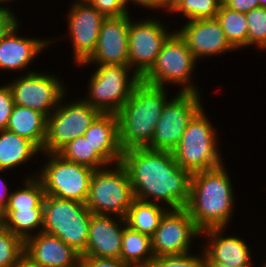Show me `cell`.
Wrapping results in <instances>:
<instances>
[{
	"label": "cell",
	"instance_id": "16",
	"mask_svg": "<svg viewBox=\"0 0 266 267\" xmlns=\"http://www.w3.org/2000/svg\"><path fill=\"white\" fill-rule=\"evenodd\" d=\"M131 15L125 14L119 17H106L101 25L98 42L92 55L80 68L90 65H128V29Z\"/></svg>",
	"mask_w": 266,
	"mask_h": 267
},
{
	"label": "cell",
	"instance_id": "23",
	"mask_svg": "<svg viewBox=\"0 0 266 267\" xmlns=\"http://www.w3.org/2000/svg\"><path fill=\"white\" fill-rule=\"evenodd\" d=\"M41 151L28 139L3 129L0 130V170L12 172L18 167L32 163ZM23 165V166H22ZM10 171V172H9Z\"/></svg>",
	"mask_w": 266,
	"mask_h": 267
},
{
	"label": "cell",
	"instance_id": "24",
	"mask_svg": "<svg viewBox=\"0 0 266 267\" xmlns=\"http://www.w3.org/2000/svg\"><path fill=\"white\" fill-rule=\"evenodd\" d=\"M6 129L28 139L42 151L47 134V116L40 111L14 105Z\"/></svg>",
	"mask_w": 266,
	"mask_h": 267
},
{
	"label": "cell",
	"instance_id": "7",
	"mask_svg": "<svg viewBox=\"0 0 266 267\" xmlns=\"http://www.w3.org/2000/svg\"><path fill=\"white\" fill-rule=\"evenodd\" d=\"M92 214L85 203L45 195L42 231L55 235L82 255Z\"/></svg>",
	"mask_w": 266,
	"mask_h": 267
},
{
	"label": "cell",
	"instance_id": "19",
	"mask_svg": "<svg viewBox=\"0 0 266 267\" xmlns=\"http://www.w3.org/2000/svg\"><path fill=\"white\" fill-rule=\"evenodd\" d=\"M228 228H208L201 231V246L204 253L213 261L230 267H255L254 256L247 240ZM228 234V235H227ZM206 239V240H205ZM205 241V242H204ZM204 242V243H203ZM253 258V259H252ZM255 264V265H254Z\"/></svg>",
	"mask_w": 266,
	"mask_h": 267
},
{
	"label": "cell",
	"instance_id": "49",
	"mask_svg": "<svg viewBox=\"0 0 266 267\" xmlns=\"http://www.w3.org/2000/svg\"><path fill=\"white\" fill-rule=\"evenodd\" d=\"M89 0H73V3H76V2H88Z\"/></svg>",
	"mask_w": 266,
	"mask_h": 267
},
{
	"label": "cell",
	"instance_id": "3",
	"mask_svg": "<svg viewBox=\"0 0 266 267\" xmlns=\"http://www.w3.org/2000/svg\"><path fill=\"white\" fill-rule=\"evenodd\" d=\"M168 92V88L142 81L135 86L128 101L116 113L122 151L146 148L150 144L164 106L172 97Z\"/></svg>",
	"mask_w": 266,
	"mask_h": 267
},
{
	"label": "cell",
	"instance_id": "11",
	"mask_svg": "<svg viewBox=\"0 0 266 267\" xmlns=\"http://www.w3.org/2000/svg\"><path fill=\"white\" fill-rule=\"evenodd\" d=\"M35 71L12 77L7 83L10 87L14 105L40 111L47 117L69 92L65 80L58 73ZM13 79V80H12ZM12 80V81H11Z\"/></svg>",
	"mask_w": 266,
	"mask_h": 267
},
{
	"label": "cell",
	"instance_id": "15",
	"mask_svg": "<svg viewBox=\"0 0 266 267\" xmlns=\"http://www.w3.org/2000/svg\"><path fill=\"white\" fill-rule=\"evenodd\" d=\"M201 241V230L196 226L185 209L168 210L161 218L159 226L151 236V248L154 257L183 255L194 251Z\"/></svg>",
	"mask_w": 266,
	"mask_h": 267
},
{
	"label": "cell",
	"instance_id": "31",
	"mask_svg": "<svg viewBox=\"0 0 266 267\" xmlns=\"http://www.w3.org/2000/svg\"><path fill=\"white\" fill-rule=\"evenodd\" d=\"M221 4L222 0H179L168 14H176L175 19L181 17L184 21L211 19L216 17Z\"/></svg>",
	"mask_w": 266,
	"mask_h": 267
},
{
	"label": "cell",
	"instance_id": "46",
	"mask_svg": "<svg viewBox=\"0 0 266 267\" xmlns=\"http://www.w3.org/2000/svg\"><path fill=\"white\" fill-rule=\"evenodd\" d=\"M257 1H258V4H259V7L266 8V0H257Z\"/></svg>",
	"mask_w": 266,
	"mask_h": 267
},
{
	"label": "cell",
	"instance_id": "27",
	"mask_svg": "<svg viewBox=\"0 0 266 267\" xmlns=\"http://www.w3.org/2000/svg\"><path fill=\"white\" fill-rule=\"evenodd\" d=\"M119 259L131 266L152 264L151 237L125 226Z\"/></svg>",
	"mask_w": 266,
	"mask_h": 267
},
{
	"label": "cell",
	"instance_id": "8",
	"mask_svg": "<svg viewBox=\"0 0 266 267\" xmlns=\"http://www.w3.org/2000/svg\"><path fill=\"white\" fill-rule=\"evenodd\" d=\"M95 67V68H94ZM82 99L101 113H117L141 78L128 65H93Z\"/></svg>",
	"mask_w": 266,
	"mask_h": 267
},
{
	"label": "cell",
	"instance_id": "9",
	"mask_svg": "<svg viewBox=\"0 0 266 267\" xmlns=\"http://www.w3.org/2000/svg\"><path fill=\"white\" fill-rule=\"evenodd\" d=\"M41 155L45 162L39 165L37 177L43 185L45 195L85 203L95 170L67 161L57 153L41 152Z\"/></svg>",
	"mask_w": 266,
	"mask_h": 267
},
{
	"label": "cell",
	"instance_id": "40",
	"mask_svg": "<svg viewBox=\"0 0 266 267\" xmlns=\"http://www.w3.org/2000/svg\"><path fill=\"white\" fill-rule=\"evenodd\" d=\"M7 171L0 170V174H6ZM0 175V212L4 209V207L9 202V197L12 187L10 188V184H7V179H4V176ZM6 180V181H5Z\"/></svg>",
	"mask_w": 266,
	"mask_h": 267
},
{
	"label": "cell",
	"instance_id": "29",
	"mask_svg": "<svg viewBox=\"0 0 266 267\" xmlns=\"http://www.w3.org/2000/svg\"><path fill=\"white\" fill-rule=\"evenodd\" d=\"M224 31L229 44L236 50H245L247 48L248 24L246 14L232 10L221 4L216 15Z\"/></svg>",
	"mask_w": 266,
	"mask_h": 267
},
{
	"label": "cell",
	"instance_id": "21",
	"mask_svg": "<svg viewBox=\"0 0 266 267\" xmlns=\"http://www.w3.org/2000/svg\"><path fill=\"white\" fill-rule=\"evenodd\" d=\"M24 252L40 267H80L81 264L80 253L43 231L24 241Z\"/></svg>",
	"mask_w": 266,
	"mask_h": 267
},
{
	"label": "cell",
	"instance_id": "36",
	"mask_svg": "<svg viewBox=\"0 0 266 267\" xmlns=\"http://www.w3.org/2000/svg\"><path fill=\"white\" fill-rule=\"evenodd\" d=\"M14 100L8 84L2 81L0 84V130L6 129L10 118Z\"/></svg>",
	"mask_w": 266,
	"mask_h": 267
},
{
	"label": "cell",
	"instance_id": "42",
	"mask_svg": "<svg viewBox=\"0 0 266 267\" xmlns=\"http://www.w3.org/2000/svg\"><path fill=\"white\" fill-rule=\"evenodd\" d=\"M13 267H40L29 255L23 252Z\"/></svg>",
	"mask_w": 266,
	"mask_h": 267
},
{
	"label": "cell",
	"instance_id": "4",
	"mask_svg": "<svg viewBox=\"0 0 266 267\" xmlns=\"http://www.w3.org/2000/svg\"><path fill=\"white\" fill-rule=\"evenodd\" d=\"M204 109L206 107L189 122L179 144L172 151L176 163L191 174L226 163L223 158L226 155L220 148V134Z\"/></svg>",
	"mask_w": 266,
	"mask_h": 267
},
{
	"label": "cell",
	"instance_id": "44",
	"mask_svg": "<svg viewBox=\"0 0 266 267\" xmlns=\"http://www.w3.org/2000/svg\"><path fill=\"white\" fill-rule=\"evenodd\" d=\"M203 267H230L226 266L224 264L218 263V262H213L205 253L203 257ZM260 267V266H258Z\"/></svg>",
	"mask_w": 266,
	"mask_h": 267
},
{
	"label": "cell",
	"instance_id": "28",
	"mask_svg": "<svg viewBox=\"0 0 266 267\" xmlns=\"http://www.w3.org/2000/svg\"><path fill=\"white\" fill-rule=\"evenodd\" d=\"M26 172L21 186L13 188L10 193L9 202L4 208H43L45 191L40 179L37 177L38 168L32 172ZM34 172V173H33Z\"/></svg>",
	"mask_w": 266,
	"mask_h": 267
},
{
	"label": "cell",
	"instance_id": "32",
	"mask_svg": "<svg viewBox=\"0 0 266 267\" xmlns=\"http://www.w3.org/2000/svg\"><path fill=\"white\" fill-rule=\"evenodd\" d=\"M248 24L247 48L266 52V8L258 7L246 13Z\"/></svg>",
	"mask_w": 266,
	"mask_h": 267
},
{
	"label": "cell",
	"instance_id": "14",
	"mask_svg": "<svg viewBox=\"0 0 266 267\" xmlns=\"http://www.w3.org/2000/svg\"><path fill=\"white\" fill-rule=\"evenodd\" d=\"M70 3L67 14L64 15L68 26L67 33L63 34L65 36L56 35L57 38L50 39L53 45L59 40H71L72 62L74 61V66H77L84 63L94 52L102 22L106 17L88 2Z\"/></svg>",
	"mask_w": 266,
	"mask_h": 267
},
{
	"label": "cell",
	"instance_id": "38",
	"mask_svg": "<svg viewBox=\"0 0 266 267\" xmlns=\"http://www.w3.org/2000/svg\"><path fill=\"white\" fill-rule=\"evenodd\" d=\"M16 15L14 9L0 6V40L21 21Z\"/></svg>",
	"mask_w": 266,
	"mask_h": 267
},
{
	"label": "cell",
	"instance_id": "20",
	"mask_svg": "<svg viewBox=\"0 0 266 267\" xmlns=\"http://www.w3.org/2000/svg\"><path fill=\"white\" fill-rule=\"evenodd\" d=\"M125 218L92 214L85 252L81 256L119 259Z\"/></svg>",
	"mask_w": 266,
	"mask_h": 267
},
{
	"label": "cell",
	"instance_id": "35",
	"mask_svg": "<svg viewBox=\"0 0 266 267\" xmlns=\"http://www.w3.org/2000/svg\"><path fill=\"white\" fill-rule=\"evenodd\" d=\"M88 3L105 17H119L131 12L127 9L125 0H89Z\"/></svg>",
	"mask_w": 266,
	"mask_h": 267
},
{
	"label": "cell",
	"instance_id": "6",
	"mask_svg": "<svg viewBox=\"0 0 266 267\" xmlns=\"http://www.w3.org/2000/svg\"><path fill=\"white\" fill-rule=\"evenodd\" d=\"M134 200L129 174L121 162L93 172L85 202L93 214L125 218Z\"/></svg>",
	"mask_w": 266,
	"mask_h": 267
},
{
	"label": "cell",
	"instance_id": "17",
	"mask_svg": "<svg viewBox=\"0 0 266 267\" xmlns=\"http://www.w3.org/2000/svg\"><path fill=\"white\" fill-rule=\"evenodd\" d=\"M22 21L17 23L1 40H0V70L1 72L17 73L20 75L37 71L31 69V66L40 53L48 50L51 45L49 37H31L19 31L23 26ZM21 28V29H20ZM19 33V34H18ZM21 33V34H20ZM35 60V61H34ZM29 67V68H28ZM27 68V69H26ZM24 71V73H22ZM27 71V72H26ZM14 72V73H13Z\"/></svg>",
	"mask_w": 266,
	"mask_h": 267
},
{
	"label": "cell",
	"instance_id": "45",
	"mask_svg": "<svg viewBox=\"0 0 266 267\" xmlns=\"http://www.w3.org/2000/svg\"><path fill=\"white\" fill-rule=\"evenodd\" d=\"M13 1L16 2L17 0H0V6H6L9 8H12L13 4H12V6H10L11 4H9V3H13Z\"/></svg>",
	"mask_w": 266,
	"mask_h": 267
},
{
	"label": "cell",
	"instance_id": "18",
	"mask_svg": "<svg viewBox=\"0 0 266 267\" xmlns=\"http://www.w3.org/2000/svg\"><path fill=\"white\" fill-rule=\"evenodd\" d=\"M176 31L184 39L199 64L203 59L237 52L229 44L216 18L184 21L179 27L177 26Z\"/></svg>",
	"mask_w": 266,
	"mask_h": 267
},
{
	"label": "cell",
	"instance_id": "25",
	"mask_svg": "<svg viewBox=\"0 0 266 267\" xmlns=\"http://www.w3.org/2000/svg\"><path fill=\"white\" fill-rule=\"evenodd\" d=\"M0 224L25 241L42 231L43 208H4Z\"/></svg>",
	"mask_w": 266,
	"mask_h": 267
},
{
	"label": "cell",
	"instance_id": "30",
	"mask_svg": "<svg viewBox=\"0 0 266 267\" xmlns=\"http://www.w3.org/2000/svg\"><path fill=\"white\" fill-rule=\"evenodd\" d=\"M63 159L91 167L94 170L107 167L109 164L94 151L92 145L84 136L75 138L58 152Z\"/></svg>",
	"mask_w": 266,
	"mask_h": 267
},
{
	"label": "cell",
	"instance_id": "22",
	"mask_svg": "<svg viewBox=\"0 0 266 267\" xmlns=\"http://www.w3.org/2000/svg\"><path fill=\"white\" fill-rule=\"evenodd\" d=\"M84 137L109 165L120 163L118 118L115 113H100L91 123Z\"/></svg>",
	"mask_w": 266,
	"mask_h": 267
},
{
	"label": "cell",
	"instance_id": "41",
	"mask_svg": "<svg viewBox=\"0 0 266 267\" xmlns=\"http://www.w3.org/2000/svg\"><path fill=\"white\" fill-rule=\"evenodd\" d=\"M126 2V6H127V9L130 10L129 6H133L135 5V8L136 6L138 7H141V9L143 8V10H145V8L147 9L148 13H149V9H150V12H156V0H125ZM154 10V11H153Z\"/></svg>",
	"mask_w": 266,
	"mask_h": 267
},
{
	"label": "cell",
	"instance_id": "12",
	"mask_svg": "<svg viewBox=\"0 0 266 267\" xmlns=\"http://www.w3.org/2000/svg\"><path fill=\"white\" fill-rule=\"evenodd\" d=\"M152 15H144L138 20L131 16L129 22V66L140 78L151 69L164 42L176 30L170 27L172 20L167 24L165 18L162 20V17L155 16L154 13Z\"/></svg>",
	"mask_w": 266,
	"mask_h": 267
},
{
	"label": "cell",
	"instance_id": "34",
	"mask_svg": "<svg viewBox=\"0 0 266 267\" xmlns=\"http://www.w3.org/2000/svg\"><path fill=\"white\" fill-rule=\"evenodd\" d=\"M198 249L197 247L195 250L197 252L192 251L183 255L154 257L152 264L155 267H203L204 251L202 247H200L199 252Z\"/></svg>",
	"mask_w": 266,
	"mask_h": 267
},
{
	"label": "cell",
	"instance_id": "43",
	"mask_svg": "<svg viewBox=\"0 0 266 267\" xmlns=\"http://www.w3.org/2000/svg\"><path fill=\"white\" fill-rule=\"evenodd\" d=\"M179 0H156V11L161 13H169ZM166 11V12H165Z\"/></svg>",
	"mask_w": 266,
	"mask_h": 267
},
{
	"label": "cell",
	"instance_id": "10",
	"mask_svg": "<svg viewBox=\"0 0 266 267\" xmlns=\"http://www.w3.org/2000/svg\"><path fill=\"white\" fill-rule=\"evenodd\" d=\"M70 93L62 98L59 105L47 117L46 140L41 152L57 153L75 138L84 136L91 123L101 113L81 97L70 100Z\"/></svg>",
	"mask_w": 266,
	"mask_h": 267
},
{
	"label": "cell",
	"instance_id": "26",
	"mask_svg": "<svg viewBox=\"0 0 266 267\" xmlns=\"http://www.w3.org/2000/svg\"><path fill=\"white\" fill-rule=\"evenodd\" d=\"M167 211L163 205L135 199L128 208L126 226L151 237Z\"/></svg>",
	"mask_w": 266,
	"mask_h": 267
},
{
	"label": "cell",
	"instance_id": "48",
	"mask_svg": "<svg viewBox=\"0 0 266 267\" xmlns=\"http://www.w3.org/2000/svg\"><path fill=\"white\" fill-rule=\"evenodd\" d=\"M264 257H266V256H264ZM261 261H262V263H261ZM261 261L259 262L260 267H266V260L265 259L264 260L262 259Z\"/></svg>",
	"mask_w": 266,
	"mask_h": 267
},
{
	"label": "cell",
	"instance_id": "47",
	"mask_svg": "<svg viewBox=\"0 0 266 267\" xmlns=\"http://www.w3.org/2000/svg\"><path fill=\"white\" fill-rule=\"evenodd\" d=\"M131 267H155L153 264L148 265H132Z\"/></svg>",
	"mask_w": 266,
	"mask_h": 267
},
{
	"label": "cell",
	"instance_id": "2",
	"mask_svg": "<svg viewBox=\"0 0 266 267\" xmlns=\"http://www.w3.org/2000/svg\"><path fill=\"white\" fill-rule=\"evenodd\" d=\"M226 167L224 163L191 175L190 197L185 209L201 231L232 226L237 197L231 172Z\"/></svg>",
	"mask_w": 266,
	"mask_h": 267
},
{
	"label": "cell",
	"instance_id": "5",
	"mask_svg": "<svg viewBox=\"0 0 266 267\" xmlns=\"http://www.w3.org/2000/svg\"><path fill=\"white\" fill-rule=\"evenodd\" d=\"M198 62L187 47L184 39L175 30L164 42L160 53L151 69L141 81L157 87H176L174 92L203 91L194 80ZM199 88V89H198Z\"/></svg>",
	"mask_w": 266,
	"mask_h": 267
},
{
	"label": "cell",
	"instance_id": "33",
	"mask_svg": "<svg viewBox=\"0 0 266 267\" xmlns=\"http://www.w3.org/2000/svg\"><path fill=\"white\" fill-rule=\"evenodd\" d=\"M24 252V241L0 224V267H13Z\"/></svg>",
	"mask_w": 266,
	"mask_h": 267
},
{
	"label": "cell",
	"instance_id": "1",
	"mask_svg": "<svg viewBox=\"0 0 266 267\" xmlns=\"http://www.w3.org/2000/svg\"><path fill=\"white\" fill-rule=\"evenodd\" d=\"M121 163L129 174L135 199L168 210L188 204L192 174L176 163L172 152L132 148L123 151Z\"/></svg>",
	"mask_w": 266,
	"mask_h": 267
},
{
	"label": "cell",
	"instance_id": "39",
	"mask_svg": "<svg viewBox=\"0 0 266 267\" xmlns=\"http://www.w3.org/2000/svg\"><path fill=\"white\" fill-rule=\"evenodd\" d=\"M222 4L244 14L259 7L257 0H222Z\"/></svg>",
	"mask_w": 266,
	"mask_h": 267
},
{
	"label": "cell",
	"instance_id": "37",
	"mask_svg": "<svg viewBox=\"0 0 266 267\" xmlns=\"http://www.w3.org/2000/svg\"><path fill=\"white\" fill-rule=\"evenodd\" d=\"M80 267H131L120 259L81 256Z\"/></svg>",
	"mask_w": 266,
	"mask_h": 267
},
{
	"label": "cell",
	"instance_id": "13",
	"mask_svg": "<svg viewBox=\"0 0 266 267\" xmlns=\"http://www.w3.org/2000/svg\"><path fill=\"white\" fill-rule=\"evenodd\" d=\"M172 95L164 106L152 141L146 148L172 152L189 122L205 107L202 100L204 97L200 93L177 92Z\"/></svg>",
	"mask_w": 266,
	"mask_h": 267
}]
</instances>
